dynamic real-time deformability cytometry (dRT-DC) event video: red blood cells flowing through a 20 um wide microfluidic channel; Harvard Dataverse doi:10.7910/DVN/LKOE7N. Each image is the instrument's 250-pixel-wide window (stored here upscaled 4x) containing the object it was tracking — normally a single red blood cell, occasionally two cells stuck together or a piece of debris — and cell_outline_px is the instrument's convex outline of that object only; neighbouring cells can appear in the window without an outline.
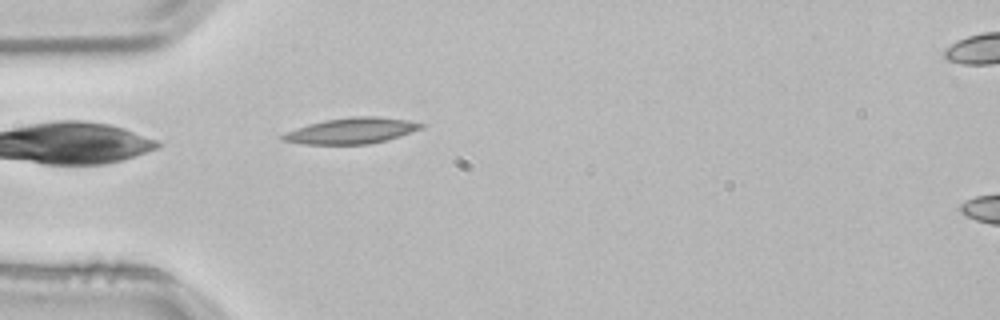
{"species": "common noctule bat (a hibernating species)", "species_latin": "Nyctalus noctula", "temperature_condition": "room temperature", "stored_images_in_passage": 3, "camera_frame_rate_fps": 3000, "um_per_image_px": 0.085, "animal": {"sex": "male", "body_mass_g": 21.5, "forearm_length_mm": 52.0}, "frame": {"image": 1, "passage_image": 3, "time_ms": 0.667, "image_size_px": [1000, 320], "cell_outline_px": [[428, 124], [424, 128], [384, 140], [368, 144], [300, 144], [280, 140], [280, 136], [284, 132], [308, 124], [324, 120], [352, 116], [380, 116], [408, 120]], "centroid_in_image_um": [29.86, 11.1], "position_along_channel_um": 55.1, "area_um2": 21.04}}